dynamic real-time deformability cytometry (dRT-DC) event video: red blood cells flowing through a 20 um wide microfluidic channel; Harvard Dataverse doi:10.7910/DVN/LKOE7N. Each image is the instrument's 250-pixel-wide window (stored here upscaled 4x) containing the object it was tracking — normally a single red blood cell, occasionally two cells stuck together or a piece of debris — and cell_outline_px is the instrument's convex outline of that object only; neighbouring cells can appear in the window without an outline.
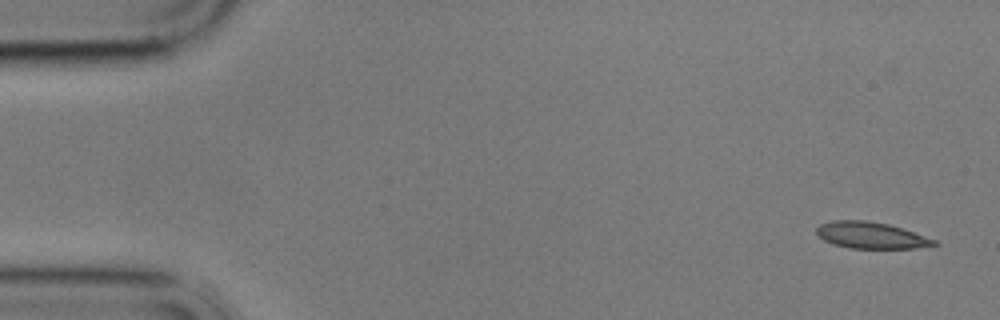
{"species": "common noctule bat (a hibernating species)", "species_latin": "Nyctalus noctula", "temperature_condition": "cold", "stored_images_in_passage": 5, "camera_frame_rate_fps": 3000, "um_per_image_px": 0.085, "animal": {"sex": "male", "body_mass_g": 17.9}, "frame": {"image": 1, "passage_image": 1, "time_ms": 0.0, "image_size_px": [1000, 320], "cell_outline_px": [[940, 244], [916, 248], [848, 248], [832, 244], [824, 240], [816, 232], [816, 228], [820, 224], [832, 220], [868, 220], [888, 224], [936, 240]], "centroid_in_image_um": [74.0, 20.0], "position_along_channel_um": 11.0, "area_um2": 18.03}}
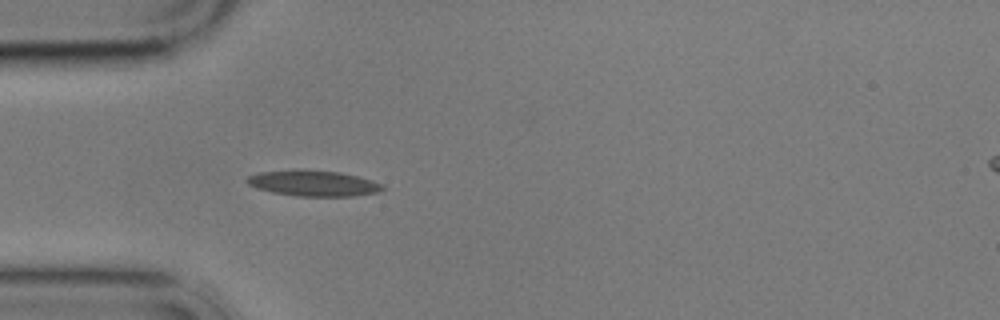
{"frame": {"image": 2, "passage_image": 5, "time_ms": 4.667, "image_size_px": [1000, 320], "cell_outline_px": [[384, 188], [376, 192], [356, 196], [296, 196], [272, 192], [256, 188], [248, 184], [244, 180], [248, 176], [260, 172], [296, 168], [300, 168], [340, 172], [372, 180], [384, 184]], "centroid_in_image_um": [26.59, 15.56], "position_along_channel_um": 58.4, "area_um2": 20.69}}